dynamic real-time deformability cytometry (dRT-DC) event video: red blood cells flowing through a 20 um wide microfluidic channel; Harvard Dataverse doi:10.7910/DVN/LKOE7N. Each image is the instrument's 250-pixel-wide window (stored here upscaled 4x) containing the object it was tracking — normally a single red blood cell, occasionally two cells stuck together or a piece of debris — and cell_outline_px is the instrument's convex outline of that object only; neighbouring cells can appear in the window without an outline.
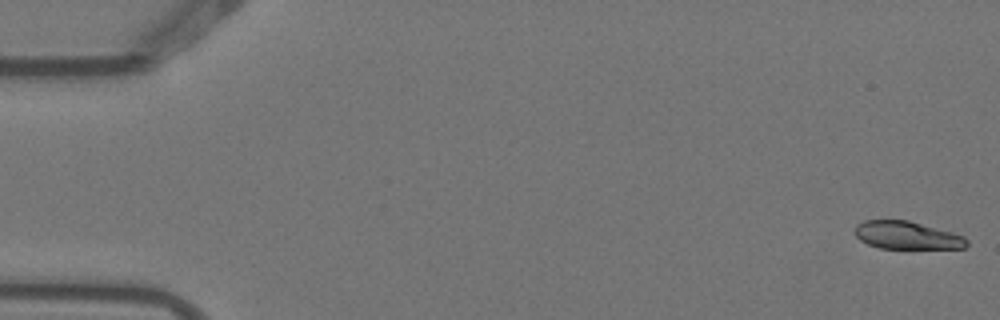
{"species": "Egyptian fruit bat (a non-hibernating species)", "species_latin": "Rousettus aegyptiacus", "temperature_condition": "warm", "stored_images_in_passage": 5, "camera_frame_rate_fps": 3000, "um_per_image_px": 0.085, "animal": {"sex": "female"}, "frame": {"image": 1, "passage_image": 1, "time_ms": 0.0, "image_size_px": [1000, 320], "cell_outline_px": [[968, 244], [964, 248], [880, 248], [868, 244], [860, 240], [856, 236], [856, 224], [864, 220], [908, 220], [952, 232], [964, 236], [968, 240]], "centroid_in_image_um": [77.09, 19.99], "position_along_channel_um": 7.9, "area_um2": 18.03}}
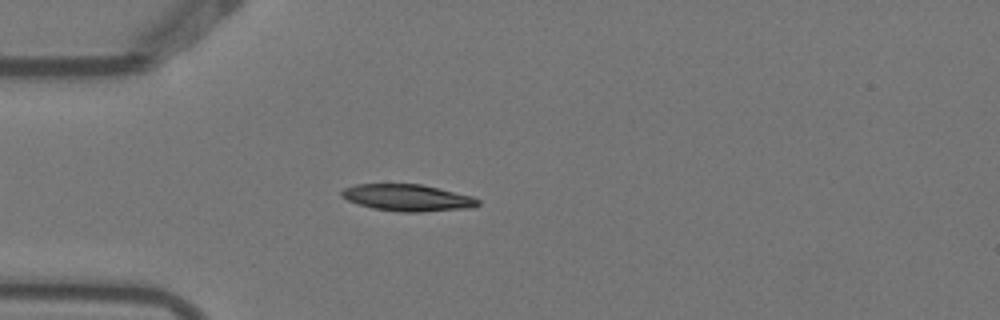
{"frame": {"image": 2, "passage_image": 5, "time_ms": 1.333, "image_size_px": [1000, 320], "cell_outline_px": [[480, 204], [472, 208], [420, 212], [400, 212], [372, 208], [348, 200], [340, 196], [340, 192], [344, 188], [356, 184], [420, 184], [472, 196], [480, 200]], "centroid_in_image_um": [34.65, 16.81], "position_along_channel_um": 50.4, "area_um2": 21.21}}